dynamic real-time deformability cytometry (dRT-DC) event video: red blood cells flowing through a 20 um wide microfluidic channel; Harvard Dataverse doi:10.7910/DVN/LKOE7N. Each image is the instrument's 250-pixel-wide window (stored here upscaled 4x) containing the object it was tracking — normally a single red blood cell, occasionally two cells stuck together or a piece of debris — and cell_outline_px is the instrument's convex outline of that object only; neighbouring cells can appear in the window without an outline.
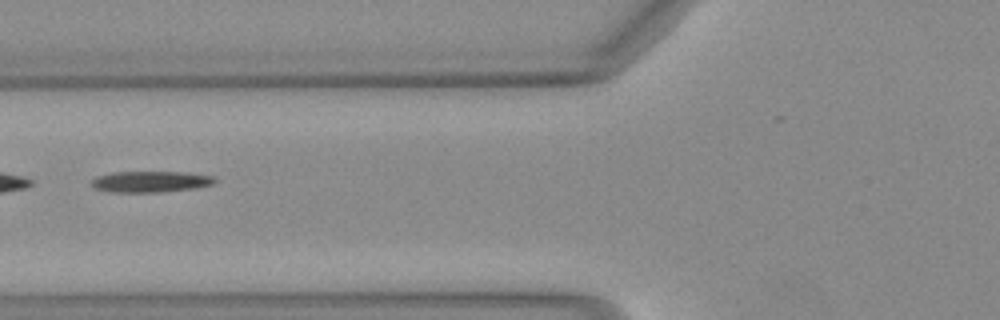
{"species": "Egyptian fruit bat (a non-hibernating species)", "species_latin": "Rousettus aegyptiacus", "temperature_condition": "warm", "stored_images_in_passage": 50, "segment_of_instrument_passage": [2, 2], "camera_frame_rate_fps": 3000, "um_per_image_px": 0.085, "animal": {"sex": "female"}, "frame": {"image": 1, "passage_image": 19, "time_ms": 6.0, "image_size_px": [1000, 320], "cell_outline_px": [[220, 180], [216, 184], [196, 188], [160, 192], [112, 192], [96, 188], [88, 184], [96, 176], [112, 172], [188, 172], [216, 176]], "centroid_in_image_um": [12.88, 15.43], "position_along_channel_um": 112.9, "area_um2": 15.55}}
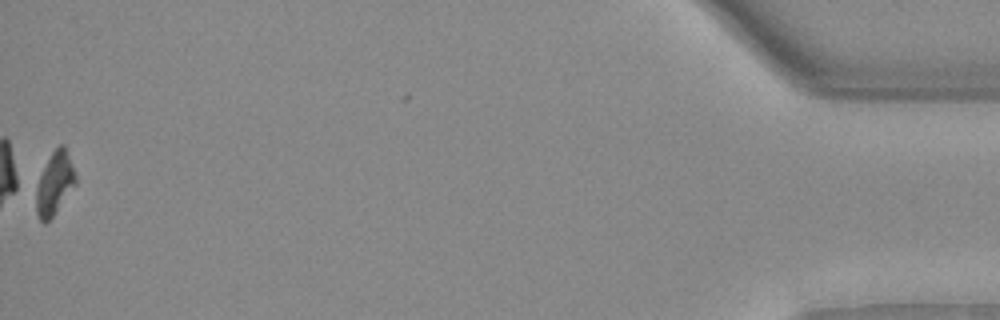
{"frame": {"image": 2, "passage_image": 49, "time_ms": 16.0, "image_size_px": [1000, 320], "cell_outline_px": [[76, 184], [52, 216], [48, 220], [40, 220], [36, 212], [32, 188], [52, 152], [60, 144], [64, 144], [76, 176]], "centroid_in_image_um": [4.57, 15.59], "position_along_channel_um": 430.6, "area_um2": 14.57}}